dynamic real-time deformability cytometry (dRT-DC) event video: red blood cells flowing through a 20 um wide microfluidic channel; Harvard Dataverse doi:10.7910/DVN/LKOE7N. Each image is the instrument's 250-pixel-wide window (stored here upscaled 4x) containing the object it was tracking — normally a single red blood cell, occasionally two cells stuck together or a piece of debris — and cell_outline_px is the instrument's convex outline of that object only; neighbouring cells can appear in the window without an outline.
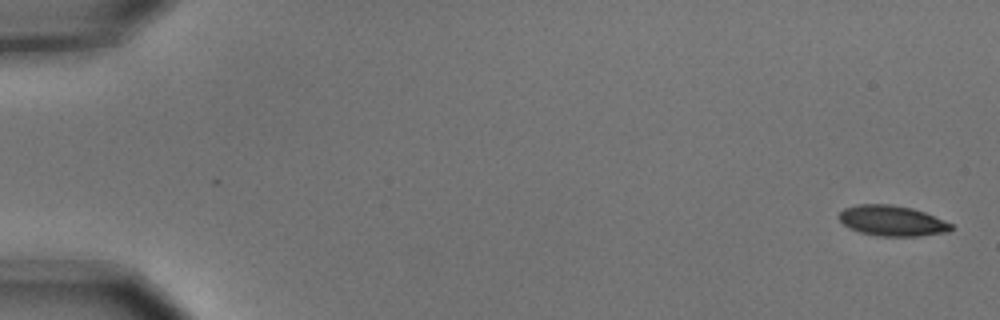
{"species": "common noctule bat (a hibernating species)", "species_latin": "Nyctalus noctula", "temperature_condition": "cold", "stored_images_in_passage": 15, "camera_frame_rate_fps": 3000, "um_per_image_px": 0.085, "animal": {"sex": "male", "body_mass_g": 15.6}, "frame": {"image": 1, "passage_image": 1, "time_ms": 0.0, "image_size_px": [1000, 320], "cell_outline_px": [[952, 228], [948, 232], [920, 236], [876, 236], [860, 232], [844, 224], [836, 216], [844, 208], [856, 204], [892, 204], [912, 208], [924, 212], [952, 224]], "centroid_in_image_um": [75.8, 18.76], "position_along_channel_um": 9.2, "area_um2": 19.88}}
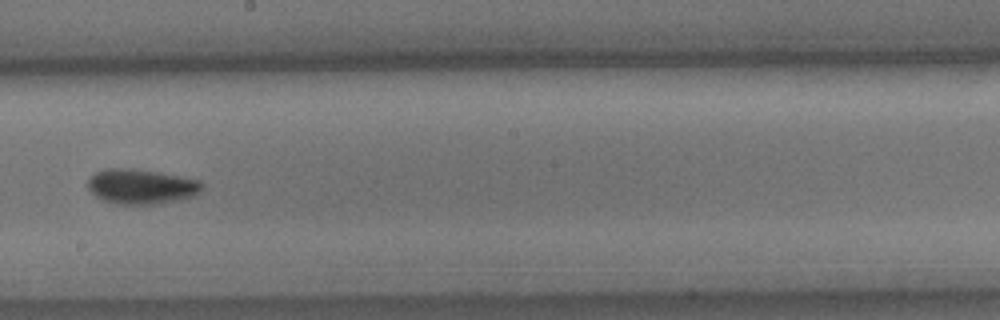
{"frame": {"image": 2, "passage_image": 9, "time_ms": 2.667, "image_size_px": [1000, 320], "cell_outline_px": [[204, 184], [200, 192], [192, 196], [180, 200], [160, 204], [116, 204], [104, 200], [96, 196], [88, 188], [88, 180], [96, 172], [104, 168], [124, 168], [156, 172], [200, 180]], "centroid_in_image_um": [12.02, 15.86], "position_along_channel_um": 236.2, "area_um2": 23.12}}
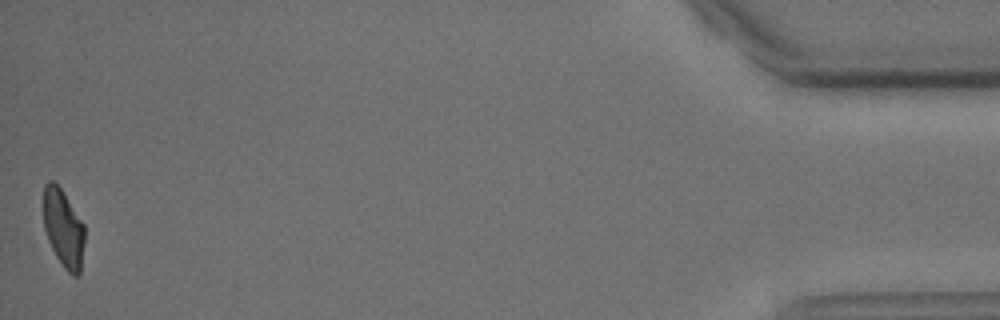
{"frame": {"image": 3, "passage_image": 15, "time_ms": 4.667, "image_size_px": [1000, 320], "cell_outline_px": [[84, 244], [80, 272], [76, 276], [72, 276], [64, 268], [56, 256], [48, 240], [44, 228], [44, 184], [48, 180], [52, 180], [60, 188], [84, 224]], "centroid_in_image_um": [5.39, 19.42], "position_along_channel_um": 429.8, "area_um2": 18.5}}